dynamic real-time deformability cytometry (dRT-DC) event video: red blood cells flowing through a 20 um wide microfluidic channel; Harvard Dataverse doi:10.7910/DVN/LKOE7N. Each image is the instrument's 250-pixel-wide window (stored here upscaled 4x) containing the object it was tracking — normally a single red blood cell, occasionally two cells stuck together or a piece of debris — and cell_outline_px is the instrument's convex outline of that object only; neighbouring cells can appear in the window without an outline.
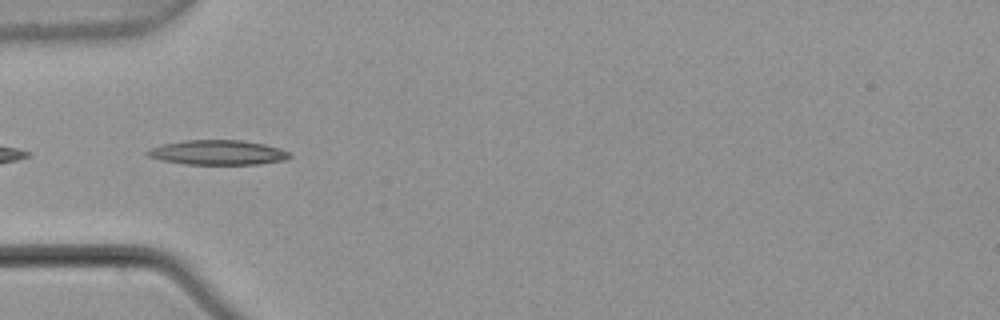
{"species": "common noctule bat (a hibernating species)", "species_latin": "Nyctalus noctula", "temperature_condition": "warm", "stored_images_in_passage": 6, "camera_frame_rate_fps": 3000, "um_per_image_px": 0.085, "animal": {"sex": "male", "body_mass_g": 21.5, "forearm_length_mm": 52.0}, "frame": {"image": 1, "passage_image": 5, "time_ms": 1.333, "image_size_px": [1000, 320], "cell_outline_px": [[292, 156], [288, 160], [256, 164], [184, 164], [160, 160], [148, 156], [144, 152], [152, 148], [164, 144], [184, 140], [244, 140], [264, 144], [280, 148], [292, 152]], "centroid_in_image_um": [18.57, 12.96], "position_along_channel_um": 66.4, "area_um2": 20.63}}
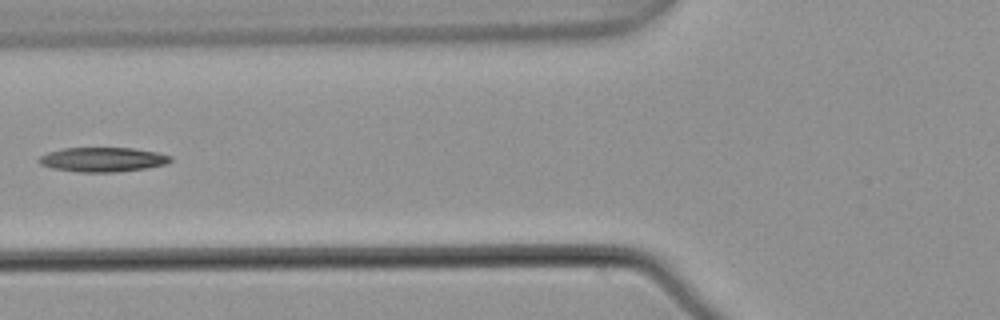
{"frame": {"image": 2, "passage_image": 6, "time_ms": 1.667, "image_size_px": [1000, 320], "cell_outline_px": [[172, 160], [164, 164], [144, 168], [116, 172], [80, 172], [52, 168], [40, 164], [36, 160], [40, 156], [48, 152], [64, 148], [132, 148], [156, 152], [172, 156]], "centroid_in_image_um": [8.69, 13.56], "position_along_channel_um": 117.1, "area_um2": 18.61}}